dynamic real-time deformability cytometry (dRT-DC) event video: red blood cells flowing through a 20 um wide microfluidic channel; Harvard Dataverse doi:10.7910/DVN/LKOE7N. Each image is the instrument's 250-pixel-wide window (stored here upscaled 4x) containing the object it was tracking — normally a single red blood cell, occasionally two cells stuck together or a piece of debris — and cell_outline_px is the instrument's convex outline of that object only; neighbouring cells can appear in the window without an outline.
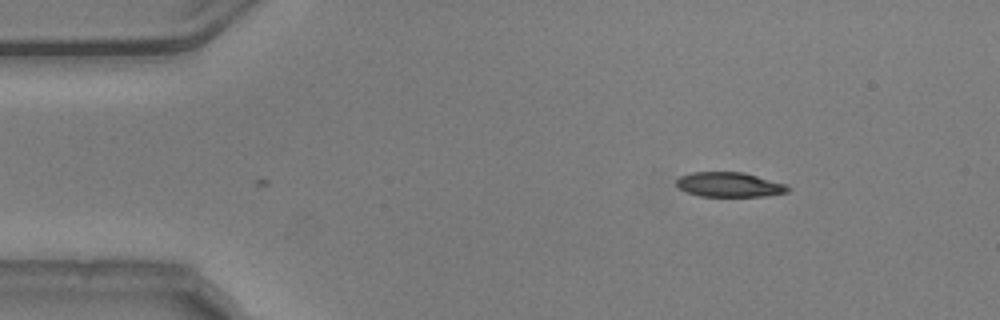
{"species": "common noctule bat (a hibernating species)", "species_latin": "Nyctalus noctula", "temperature_condition": "warm", "stored_images_in_passage": 2, "camera_frame_rate_fps": 3000, "um_per_image_px": 0.085, "animal": {"sex": "male", "body_mass_g": 20.5, "forearm_length_mm": 52.5}, "frame": {"image": 1, "passage_image": 1, "time_ms": 0.0, "image_size_px": [1000, 320], "cell_outline_px": [[792, 188], [788, 192], [768, 196], [700, 196], [688, 192], [680, 188], [676, 184], [676, 180], [680, 176], [692, 172], [744, 172], [788, 184]], "centroid_in_image_um": [62.07, 15.69], "position_along_channel_um": 22.9, "area_um2": 16.18}}